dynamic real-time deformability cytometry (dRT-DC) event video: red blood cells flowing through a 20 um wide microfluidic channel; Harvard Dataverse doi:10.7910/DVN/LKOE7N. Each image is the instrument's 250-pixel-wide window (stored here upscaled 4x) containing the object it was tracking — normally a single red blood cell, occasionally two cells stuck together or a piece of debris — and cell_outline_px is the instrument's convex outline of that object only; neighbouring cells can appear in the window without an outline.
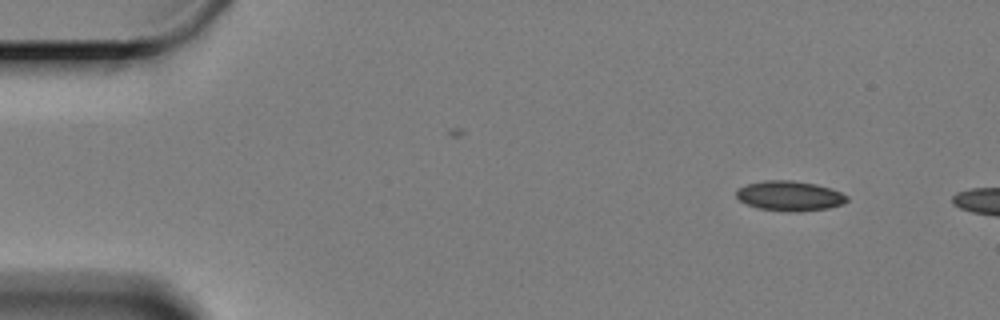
{"species": "Egyptian fruit bat (a non-hibernating species)", "species_latin": "Rousettus aegyptiacus", "temperature_condition": "cold", "stored_images_in_passage": 14, "camera_frame_rate_fps": 3000, "um_per_image_px": 0.085, "animal": {"sex": "female"}, "frame": {"image": 1, "passage_image": 1, "time_ms": 0.0, "image_size_px": [1000, 320], "cell_outline_px": [[848, 200], [844, 204], [828, 208], [800, 212], [788, 212], [756, 208], [740, 200], [736, 196], [736, 188], [748, 184], [764, 180], [792, 180], [816, 184], [832, 188], [848, 196]], "centroid_in_image_um": [67.13, 16.65], "position_along_channel_um": 17.9, "area_um2": 19.54}}
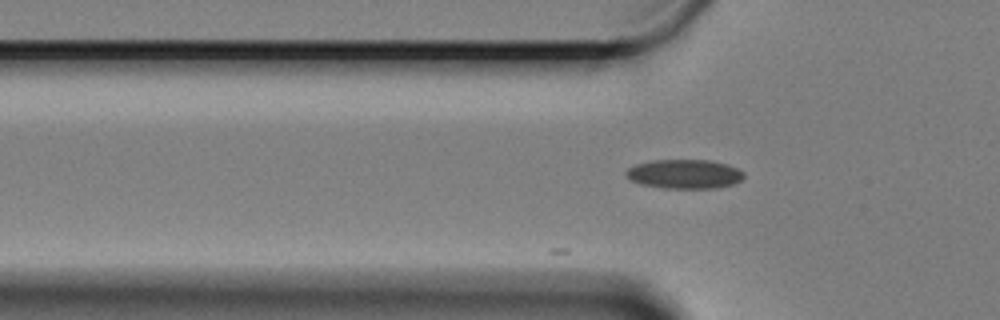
{"frame": {"image": 2, "passage_image": 14, "time_ms": 4.333, "image_size_px": [1000, 320], "cell_outline_px": [[744, 176], [740, 180], [732, 184], [712, 188], [664, 188], [640, 184], [632, 180], [624, 172], [628, 168], [636, 164], [652, 160], [708, 160], [728, 164], [744, 172]], "centroid_in_image_um": [58.17, 14.78], "position_along_channel_um": 67.6, "area_um2": 19.88}}